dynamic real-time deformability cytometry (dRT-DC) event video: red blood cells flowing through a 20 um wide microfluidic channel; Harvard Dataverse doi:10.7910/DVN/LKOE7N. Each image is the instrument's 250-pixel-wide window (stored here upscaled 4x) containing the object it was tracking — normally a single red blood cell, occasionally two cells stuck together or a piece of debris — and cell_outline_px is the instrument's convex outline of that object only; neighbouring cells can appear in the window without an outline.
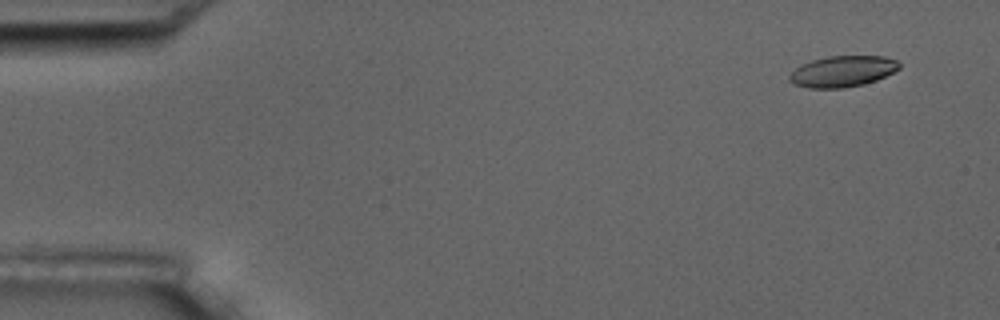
{"species": "common noctule bat (a hibernating species)", "species_latin": "Nyctalus noctula", "temperature_condition": "room temperature", "stored_images_in_passage": 3, "camera_frame_rate_fps": 3000, "um_per_image_px": 0.085, "animal": {"sex": "male", "body_mass_g": 17.5, "forearm_length_mm": 52.3}, "frame": {"image": 1, "passage_image": 1, "time_ms": 0.0, "image_size_px": [1000, 320], "cell_outline_px": [[900, 68], [876, 80], [864, 84], [844, 88], [808, 88], [796, 84], [788, 80], [788, 76], [800, 64], [812, 60], [828, 56], [884, 56], [896, 60], [900, 64]], "centroid_in_image_um": [71.6, 6.06], "position_along_channel_um": 13.4, "area_um2": 19.83}}